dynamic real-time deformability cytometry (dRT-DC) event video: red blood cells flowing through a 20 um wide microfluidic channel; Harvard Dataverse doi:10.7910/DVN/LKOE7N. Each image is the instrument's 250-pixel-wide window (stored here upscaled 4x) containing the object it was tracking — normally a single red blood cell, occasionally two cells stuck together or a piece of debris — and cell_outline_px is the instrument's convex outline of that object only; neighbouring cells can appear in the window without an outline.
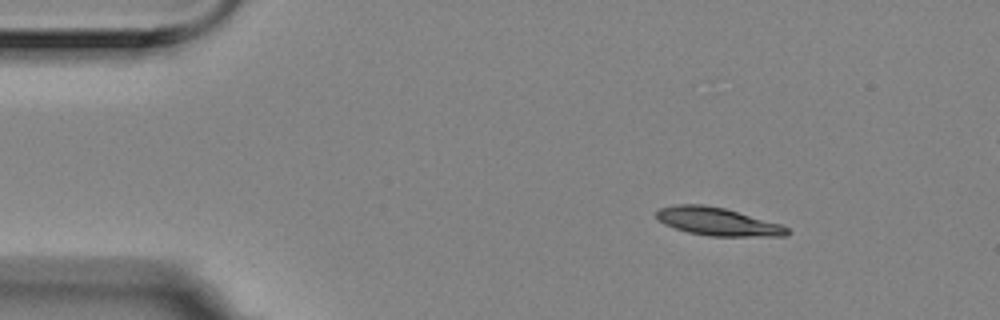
{"species": "Egyptian fruit bat (a non-hibernating species)", "species_latin": "Rousettus aegyptiacus", "temperature_condition": "room temperature", "stored_images_in_passage": 8, "camera_frame_rate_fps": 3000, "um_per_image_px": 0.085, "animal": {"sex": "female"}, "frame": {"image": 1, "passage_image": 1, "time_ms": 0.0, "image_size_px": [1000, 320], "cell_outline_px": [[788, 236], [708, 236], [688, 232], [664, 224], [656, 216], [656, 212], [660, 208], [676, 204], [704, 204], [724, 208], [780, 224], [788, 228]], "centroid_in_image_um": [60.98, 18.83], "position_along_channel_um": 24.0, "area_um2": 21.1}}
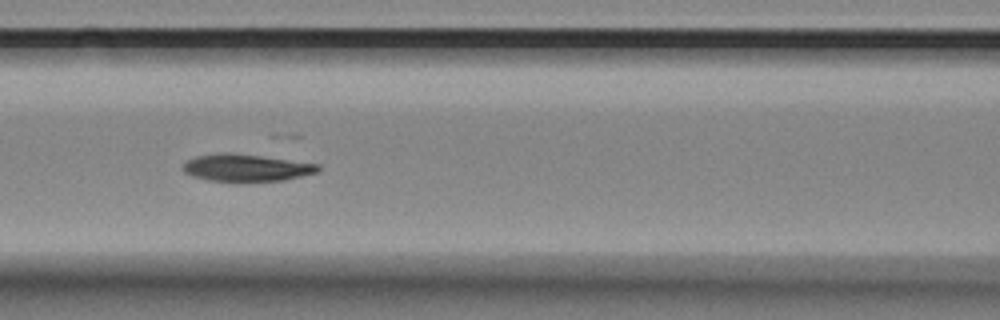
{"frame": {"image": 2, "passage_image": 5, "time_ms": 1.333, "image_size_px": [1000, 320], "cell_outline_px": [[320, 172], [284, 180], [208, 180], [192, 176], [184, 172], [180, 168], [188, 160], [196, 156], [220, 152], [232, 152], [320, 164]], "centroid_in_image_um": [20.93, 14.23], "position_along_channel_um": 145.7, "area_um2": 21.21}}
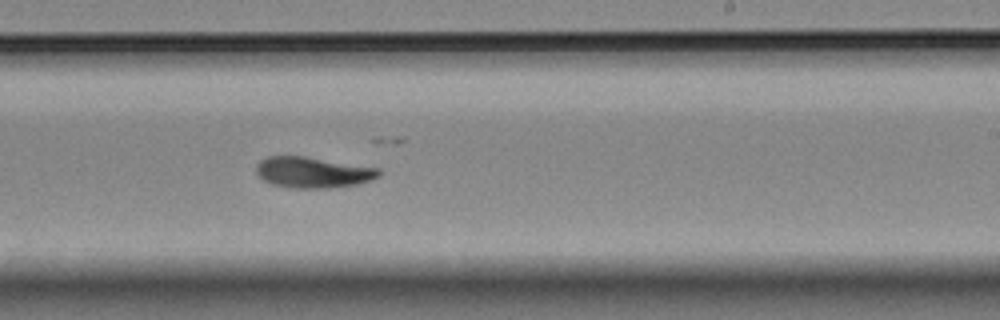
{"frame": {"image": 3, "passage_image": 8, "time_ms": 2.333, "image_size_px": [1000, 320], "cell_outline_px": [[380, 176], [356, 184], [328, 188], [288, 188], [272, 184], [264, 180], [256, 172], [256, 164], [260, 160], [268, 156], [304, 156], [380, 168]], "centroid_in_image_um": [26.57, 14.65], "position_along_channel_um": 262.4, "area_um2": 22.02}}